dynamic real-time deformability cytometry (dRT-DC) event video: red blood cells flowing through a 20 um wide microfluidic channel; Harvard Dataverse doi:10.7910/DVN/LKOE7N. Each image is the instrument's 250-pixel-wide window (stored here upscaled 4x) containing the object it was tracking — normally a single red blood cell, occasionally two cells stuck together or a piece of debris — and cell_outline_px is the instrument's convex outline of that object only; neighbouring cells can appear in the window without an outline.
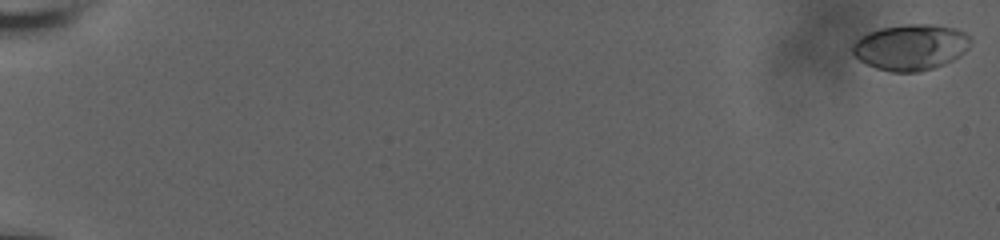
{"species": "human", "species_latin": "Homo sapiens", "temperature_condition": "room temperature", "stored_images_in_passage": 16, "camera_frame_rate_fps": 3000, "um_per_image_px": 0.085, "donor": {"sex": "male"}, "frame": {"image": 1, "passage_image": 1, "time_ms": 0.0, "image_size_px": [1000, 240], "cell_outline_px": [[972, 40], [968, 48], [960, 56], [944, 64], [920, 72], [892, 72], [876, 68], [860, 60], [852, 52], [852, 44], [860, 36], [868, 32], [880, 28], [904, 24], [936, 24], [956, 28], [972, 36]], "centroid_in_image_um": [77.44, 3.99], "position_along_channel_um": 7.6, "area_um2": 31.91}}
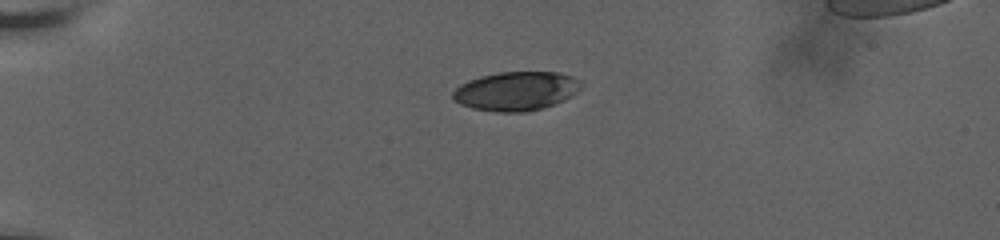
{"frame": {"image": 2, "passage_image": 12, "time_ms": 5.667, "image_size_px": [1000, 240], "cell_outline_px": [[584, 84], [572, 96], [556, 104], [544, 108], [524, 112], [496, 112], [472, 108], [460, 104], [452, 100], [452, 92], [460, 84], [468, 80], [480, 76], [500, 72], [556, 72], [572, 76], [580, 80]], "centroid_in_image_um": [43.87, 7.75], "position_along_channel_um": 41.1, "area_um2": 29.42}}
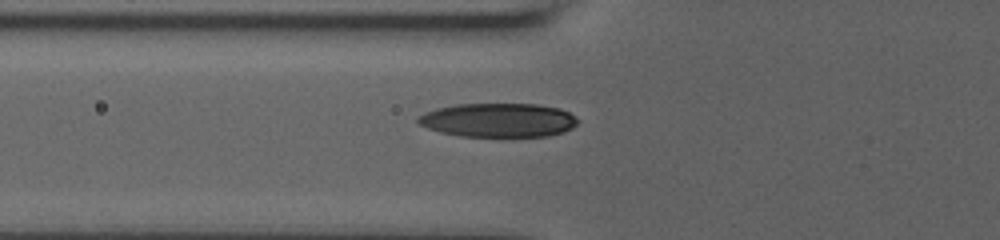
{"frame": {"image": 3, "passage_image": 16, "time_ms": 8.333, "image_size_px": [1000, 240], "cell_outline_px": [[580, 120], [572, 128], [564, 132], [548, 136], [460, 136], [440, 132], [428, 128], [420, 124], [416, 120], [416, 116], [424, 112], [436, 108], [456, 104], [536, 104], [560, 108], [576, 116]], "centroid_in_image_um": [42.36, 10.2], "position_along_channel_um": 83.4, "area_um2": 31.79}}